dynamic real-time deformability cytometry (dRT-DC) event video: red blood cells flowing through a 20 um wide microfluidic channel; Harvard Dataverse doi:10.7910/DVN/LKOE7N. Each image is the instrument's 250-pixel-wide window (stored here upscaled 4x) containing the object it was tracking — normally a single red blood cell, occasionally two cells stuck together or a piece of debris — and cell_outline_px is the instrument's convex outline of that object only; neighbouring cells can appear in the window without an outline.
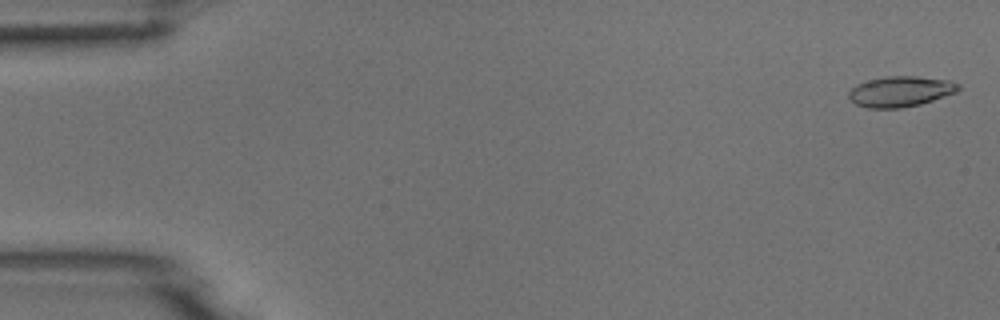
{"species": "common noctule bat (a hibernating species)", "species_latin": "Nyctalus noctula", "temperature_condition": "room temperature", "stored_images_in_passage": 53, "camera_frame_rate_fps": 3000, "um_per_image_px": 0.085, "animal": {"sex": "male", "body_mass_g": 18.8}, "frame": {"image": 1, "passage_image": 2, "time_ms": 0.333, "image_size_px": [1000, 320], "cell_outline_px": [[960, 88], [956, 92], [920, 104], [900, 108], [868, 108], [856, 104], [848, 96], [848, 92], [856, 84], [868, 80], [884, 76], [916, 76], [952, 80], [960, 84]], "centroid_in_image_um": [76.54, 7.76], "position_along_channel_um": 8.5, "area_um2": 19.54}}
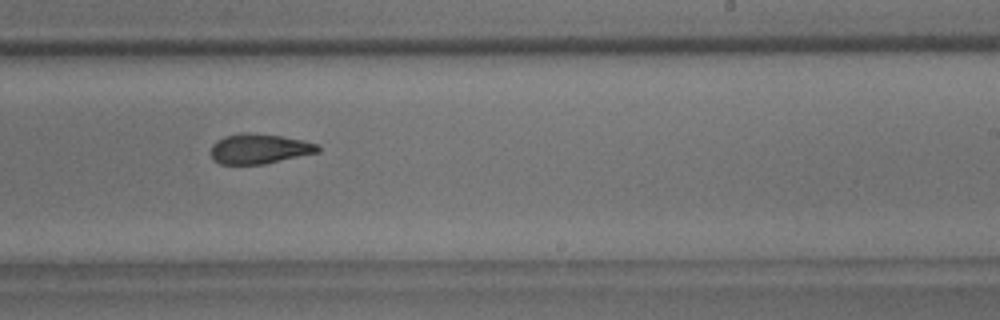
{"frame": {"image": 2, "passage_image": 33, "time_ms": 10.667, "image_size_px": [1000, 320], "cell_outline_px": [[320, 152], [264, 164], [220, 164], [212, 160], [212, 144], [216, 140], [224, 136], [244, 132], [248, 132], [280, 136], [304, 140], [320, 144]], "centroid_in_image_um": [22.06, 12.64], "position_along_channel_um": 266.9, "area_um2": 18.84}}
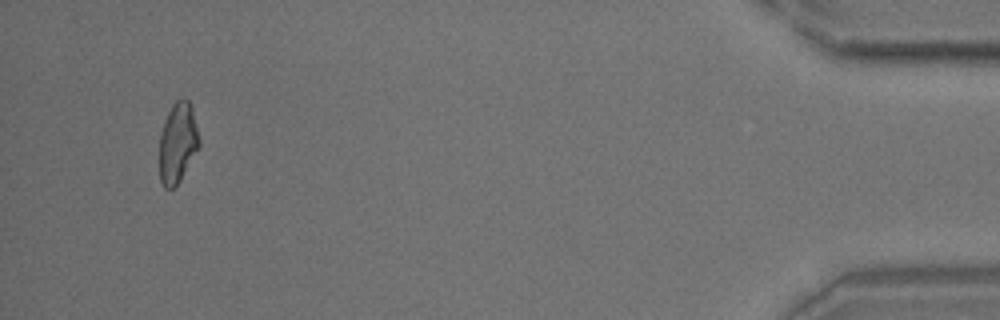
{"frame": {"image": 3, "passage_image": 51, "time_ms": 16.667, "image_size_px": [1000, 320], "cell_outline_px": [[200, 144], [180, 180], [172, 188], [164, 188], [160, 180], [160, 132], [164, 120], [172, 104], [176, 100], [184, 96], [188, 100], [192, 112], [200, 140]], "centroid_in_image_um": [15.08, 12.11], "position_along_channel_um": 420.1, "area_um2": 18.32}}